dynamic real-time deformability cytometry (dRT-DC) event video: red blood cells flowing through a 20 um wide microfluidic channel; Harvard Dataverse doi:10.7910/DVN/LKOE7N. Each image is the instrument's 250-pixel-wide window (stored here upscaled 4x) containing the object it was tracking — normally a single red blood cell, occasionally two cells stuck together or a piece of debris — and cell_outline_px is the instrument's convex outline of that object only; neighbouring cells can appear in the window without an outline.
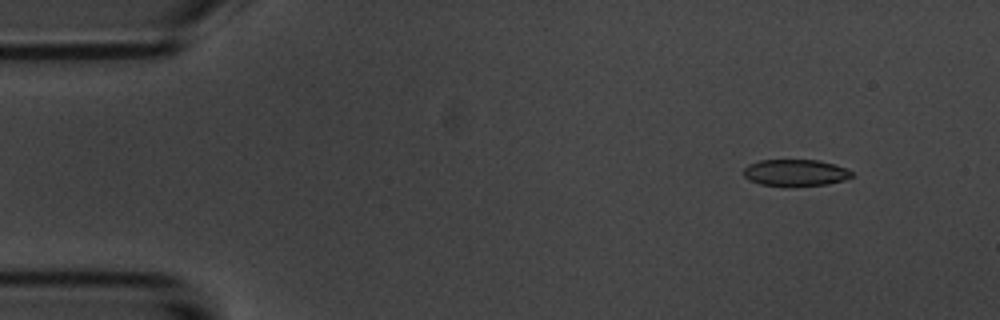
{"species": "common noctule bat (a hibernating species)", "species_latin": "Nyctalus noctula", "temperature_condition": "room temperature", "stored_images_in_passage": 4, "camera_frame_rate_fps": 3000, "um_per_image_px": 0.085, "animal": {"sex": "male", "body_mass_g": 20.1, "forearm_length_mm": 53.5}, "frame": {"image": 1, "passage_image": 1, "time_ms": 0.0, "image_size_px": [1000, 320], "cell_outline_px": [[856, 176], [844, 180], [828, 184], [792, 188], [784, 188], [760, 184], [748, 180], [744, 176], [744, 168], [748, 164], [760, 160], [820, 160], [844, 168], [852, 172]], "centroid_in_image_um": [67.59, 14.72], "position_along_channel_um": 17.4, "area_um2": 17.4}}
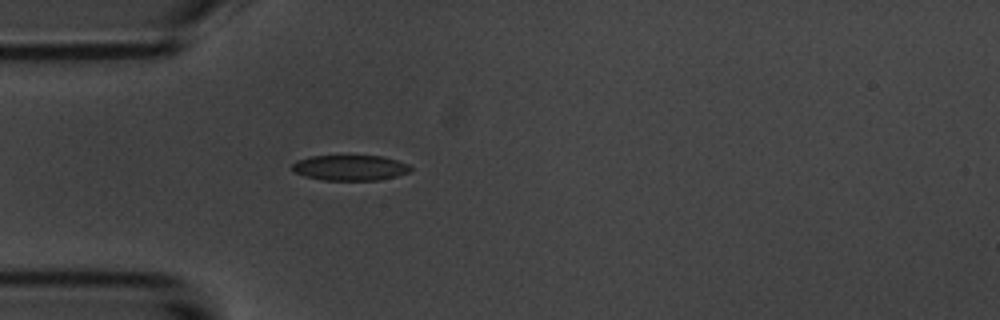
{"frame": {"image": 2, "passage_image": 4, "time_ms": 3.333, "image_size_px": [1000, 320], "cell_outline_px": [[412, 168], [408, 172], [396, 176], [376, 180], [324, 180], [304, 176], [296, 172], [292, 168], [292, 164], [296, 160], [312, 156], [384, 156], [408, 164]], "centroid_in_image_um": [29.75, 14.25], "position_along_channel_um": 55.3, "area_um2": 17.4}}